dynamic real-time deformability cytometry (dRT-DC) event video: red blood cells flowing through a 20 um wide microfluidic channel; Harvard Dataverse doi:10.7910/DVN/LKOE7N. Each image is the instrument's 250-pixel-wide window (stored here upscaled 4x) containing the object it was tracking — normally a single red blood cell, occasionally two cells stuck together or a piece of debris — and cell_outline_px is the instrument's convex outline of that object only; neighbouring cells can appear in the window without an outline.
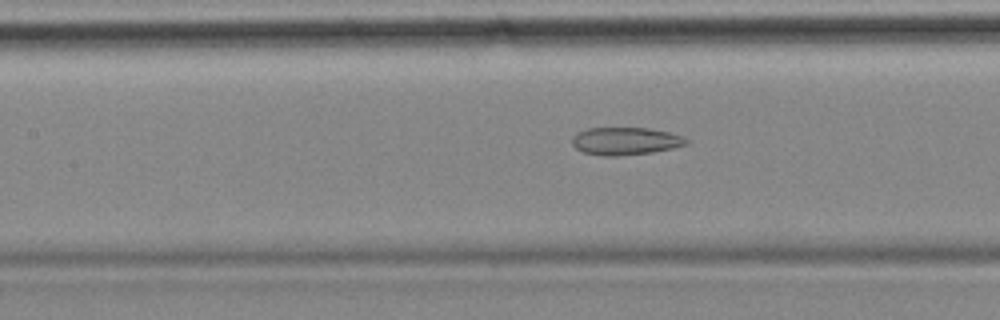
{"species": "common noctule bat (a hibernating species)", "species_latin": "Nyctalus noctula", "temperature_condition": "cold", "stored_images_in_passage": 39, "camera_frame_rate_fps": 3000, "um_per_image_px": 0.085, "animal": {"sex": "female", "body_mass_g": 18.4}, "frame": {"image": 1, "passage_image": 14, "time_ms": 4.333, "image_size_px": [1000, 320], "cell_outline_px": [[688, 144], [672, 148], [652, 152], [620, 156], [604, 156], [584, 152], [576, 148], [572, 144], [572, 136], [576, 132], [588, 128], [648, 128], [668, 132], [680, 136], [688, 140]], "centroid_in_image_um": [53.12, 11.99], "position_along_channel_um": 154.3, "area_um2": 18.32}}
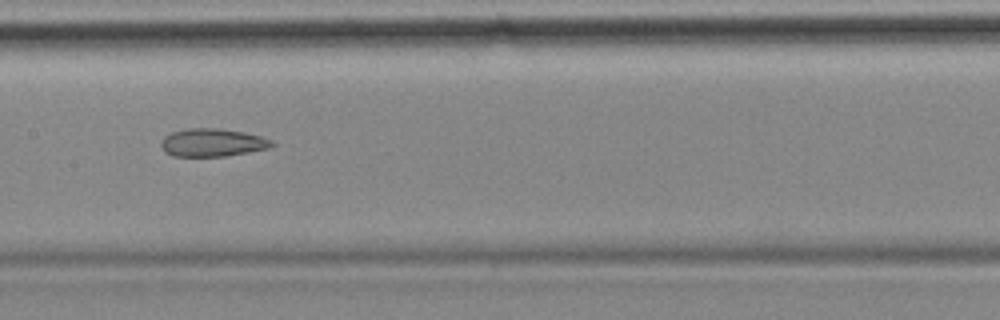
{"frame": {"image": 2, "passage_image": 17, "time_ms": 5.333, "image_size_px": [1000, 320], "cell_outline_px": [[276, 144], [268, 148], [248, 152], [224, 156], [172, 156], [164, 152], [160, 144], [164, 136], [172, 132], [188, 128], [220, 128], [244, 132], [260, 136], [272, 140]], "centroid_in_image_um": [18.04, 12.11], "position_along_channel_um": 189.4, "area_um2": 18.09}}
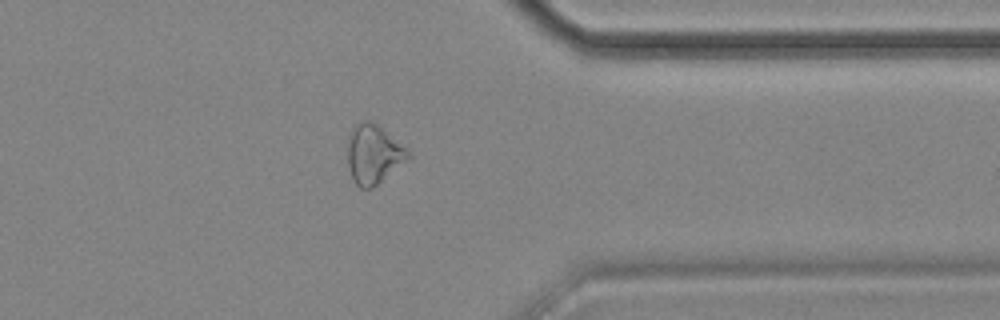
{"frame": {"image": 3, "passage_image": 34, "time_ms": 11.0, "image_size_px": [1000, 320], "cell_outline_px": [[412, 156], [408, 160], [372, 188], [360, 188], [352, 180], [348, 164], [348, 136], [352, 128], [360, 120], [368, 120], [376, 124], [404, 148]], "centroid_in_image_um": [31.71, 13.12], "position_along_channel_um": 379.7, "area_um2": 20.46}}